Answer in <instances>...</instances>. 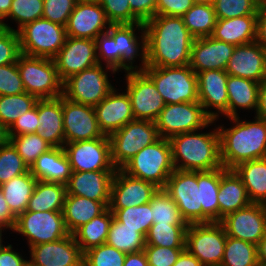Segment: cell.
Listing matches in <instances>:
<instances>
[{"instance_id":"6da1fadb","label":"cell","mask_w":266,"mask_h":266,"mask_svg":"<svg viewBox=\"0 0 266 266\" xmlns=\"http://www.w3.org/2000/svg\"><path fill=\"white\" fill-rule=\"evenodd\" d=\"M147 66L183 67L190 64L194 37L182 17L156 15L144 23Z\"/></svg>"},{"instance_id":"7a4b0ae2","label":"cell","mask_w":266,"mask_h":266,"mask_svg":"<svg viewBox=\"0 0 266 266\" xmlns=\"http://www.w3.org/2000/svg\"><path fill=\"white\" fill-rule=\"evenodd\" d=\"M242 116L224 118L227 123L230 121L227 126L221 118L215 120L218 121L220 160L225 169L266 157V121L255 115L251 120L250 116L248 119L247 115Z\"/></svg>"},{"instance_id":"3957f363","label":"cell","mask_w":266,"mask_h":266,"mask_svg":"<svg viewBox=\"0 0 266 266\" xmlns=\"http://www.w3.org/2000/svg\"><path fill=\"white\" fill-rule=\"evenodd\" d=\"M216 123L212 120L205 128L169 138L174 169L200 172L222 167Z\"/></svg>"},{"instance_id":"277c9868","label":"cell","mask_w":266,"mask_h":266,"mask_svg":"<svg viewBox=\"0 0 266 266\" xmlns=\"http://www.w3.org/2000/svg\"><path fill=\"white\" fill-rule=\"evenodd\" d=\"M121 170L131 177L149 181L163 189L175 170L169 139L160 137L144 147Z\"/></svg>"},{"instance_id":"5b68a950","label":"cell","mask_w":266,"mask_h":266,"mask_svg":"<svg viewBox=\"0 0 266 266\" xmlns=\"http://www.w3.org/2000/svg\"><path fill=\"white\" fill-rule=\"evenodd\" d=\"M110 73L116 77L113 69L101 64L84 69L63 82L62 96L69 101L95 107L115 87L112 81L118 79L110 80Z\"/></svg>"},{"instance_id":"8992f818","label":"cell","mask_w":266,"mask_h":266,"mask_svg":"<svg viewBox=\"0 0 266 266\" xmlns=\"http://www.w3.org/2000/svg\"><path fill=\"white\" fill-rule=\"evenodd\" d=\"M17 67L28 94L38 99H54L63 95V82L53 59L21 54Z\"/></svg>"},{"instance_id":"52a82bcc","label":"cell","mask_w":266,"mask_h":266,"mask_svg":"<svg viewBox=\"0 0 266 266\" xmlns=\"http://www.w3.org/2000/svg\"><path fill=\"white\" fill-rule=\"evenodd\" d=\"M143 71L152 79L165 104L198 102V77L190 65L146 66Z\"/></svg>"},{"instance_id":"ba28073f","label":"cell","mask_w":266,"mask_h":266,"mask_svg":"<svg viewBox=\"0 0 266 266\" xmlns=\"http://www.w3.org/2000/svg\"><path fill=\"white\" fill-rule=\"evenodd\" d=\"M160 138L156 123L134 119L109 136L111 160L116 169H121L144 147Z\"/></svg>"},{"instance_id":"9c48e42d","label":"cell","mask_w":266,"mask_h":266,"mask_svg":"<svg viewBox=\"0 0 266 266\" xmlns=\"http://www.w3.org/2000/svg\"><path fill=\"white\" fill-rule=\"evenodd\" d=\"M21 54L53 59L66 40L65 26L39 18L19 31Z\"/></svg>"},{"instance_id":"30bf717a","label":"cell","mask_w":266,"mask_h":266,"mask_svg":"<svg viewBox=\"0 0 266 266\" xmlns=\"http://www.w3.org/2000/svg\"><path fill=\"white\" fill-rule=\"evenodd\" d=\"M16 233L24 237L27 248L47 242H55L68 236L63 212L52 211H25L16 217L14 230L9 233Z\"/></svg>"},{"instance_id":"8fae6325","label":"cell","mask_w":266,"mask_h":266,"mask_svg":"<svg viewBox=\"0 0 266 266\" xmlns=\"http://www.w3.org/2000/svg\"><path fill=\"white\" fill-rule=\"evenodd\" d=\"M226 238L225 229L220 222L188 224L185 249L203 266H220Z\"/></svg>"},{"instance_id":"7c38bea8","label":"cell","mask_w":266,"mask_h":266,"mask_svg":"<svg viewBox=\"0 0 266 266\" xmlns=\"http://www.w3.org/2000/svg\"><path fill=\"white\" fill-rule=\"evenodd\" d=\"M107 32L119 51V72L143 71L147 66L144 23L111 24Z\"/></svg>"},{"instance_id":"4fadbf2b","label":"cell","mask_w":266,"mask_h":266,"mask_svg":"<svg viewBox=\"0 0 266 266\" xmlns=\"http://www.w3.org/2000/svg\"><path fill=\"white\" fill-rule=\"evenodd\" d=\"M213 119L199 102L165 104L155 121L159 136L170 137L205 128Z\"/></svg>"},{"instance_id":"5bb4252c","label":"cell","mask_w":266,"mask_h":266,"mask_svg":"<svg viewBox=\"0 0 266 266\" xmlns=\"http://www.w3.org/2000/svg\"><path fill=\"white\" fill-rule=\"evenodd\" d=\"M123 76L126 85L123 90L129 96L134 118L155 122L165 107V101L152 79L144 71H130Z\"/></svg>"},{"instance_id":"9a60e30c","label":"cell","mask_w":266,"mask_h":266,"mask_svg":"<svg viewBox=\"0 0 266 266\" xmlns=\"http://www.w3.org/2000/svg\"><path fill=\"white\" fill-rule=\"evenodd\" d=\"M72 172L116 171L109 136L64 144Z\"/></svg>"},{"instance_id":"2e32d148","label":"cell","mask_w":266,"mask_h":266,"mask_svg":"<svg viewBox=\"0 0 266 266\" xmlns=\"http://www.w3.org/2000/svg\"><path fill=\"white\" fill-rule=\"evenodd\" d=\"M163 190L176 203L181 217L187 224L202 223V205L200 204L197 171L175 169L169 176Z\"/></svg>"},{"instance_id":"e0dca14e","label":"cell","mask_w":266,"mask_h":266,"mask_svg":"<svg viewBox=\"0 0 266 266\" xmlns=\"http://www.w3.org/2000/svg\"><path fill=\"white\" fill-rule=\"evenodd\" d=\"M226 235L258 245L266 233V209L264 204L251 203L226 215L220 221Z\"/></svg>"},{"instance_id":"ac0fdd59","label":"cell","mask_w":266,"mask_h":266,"mask_svg":"<svg viewBox=\"0 0 266 266\" xmlns=\"http://www.w3.org/2000/svg\"><path fill=\"white\" fill-rule=\"evenodd\" d=\"M111 23L97 0H78L65 26L73 38L96 39L107 32Z\"/></svg>"},{"instance_id":"d6986e66","label":"cell","mask_w":266,"mask_h":266,"mask_svg":"<svg viewBox=\"0 0 266 266\" xmlns=\"http://www.w3.org/2000/svg\"><path fill=\"white\" fill-rule=\"evenodd\" d=\"M62 82L68 77L98 64L94 39L66 37L63 47L53 58Z\"/></svg>"},{"instance_id":"ffe728a7","label":"cell","mask_w":266,"mask_h":266,"mask_svg":"<svg viewBox=\"0 0 266 266\" xmlns=\"http://www.w3.org/2000/svg\"><path fill=\"white\" fill-rule=\"evenodd\" d=\"M62 111L65 143L105 136L99 127L93 106L78 104L62 96Z\"/></svg>"},{"instance_id":"44dd1931","label":"cell","mask_w":266,"mask_h":266,"mask_svg":"<svg viewBox=\"0 0 266 266\" xmlns=\"http://www.w3.org/2000/svg\"><path fill=\"white\" fill-rule=\"evenodd\" d=\"M28 249L29 266H83L84 253L73 234Z\"/></svg>"},{"instance_id":"7402d4cb","label":"cell","mask_w":266,"mask_h":266,"mask_svg":"<svg viewBox=\"0 0 266 266\" xmlns=\"http://www.w3.org/2000/svg\"><path fill=\"white\" fill-rule=\"evenodd\" d=\"M198 102L213 119L228 118V74L225 70H205L197 74ZM213 109V110H212ZM215 109V110H214Z\"/></svg>"},{"instance_id":"603a6c76","label":"cell","mask_w":266,"mask_h":266,"mask_svg":"<svg viewBox=\"0 0 266 266\" xmlns=\"http://www.w3.org/2000/svg\"><path fill=\"white\" fill-rule=\"evenodd\" d=\"M160 188L155 184L129 176L116 169L111 186L109 209L138 207L149 203Z\"/></svg>"},{"instance_id":"cb8c5ba5","label":"cell","mask_w":266,"mask_h":266,"mask_svg":"<svg viewBox=\"0 0 266 266\" xmlns=\"http://www.w3.org/2000/svg\"><path fill=\"white\" fill-rule=\"evenodd\" d=\"M114 87L95 108L99 127L104 135L110 136L128 122L134 120L132 105L127 92ZM122 92H119L121 91Z\"/></svg>"},{"instance_id":"d4e9b609","label":"cell","mask_w":266,"mask_h":266,"mask_svg":"<svg viewBox=\"0 0 266 266\" xmlns=\"http://www.w3.org/2000/svg\"><path fill=\"white\" fill-rule=\"evenodd\" d=\"M225 71L261 83L266 79V48L256 41L235 46Z\"/></svg>"},{"instance_id":"484cf974","label":"cell","mask_w":266,"mask_h":266,"mask_svg":"<svg viewBox=\"0 0 266 266\" xmlns=\"http://www.w3.org/2000/svg\"><path fill=\"white\" fill-rule=\"evenodd\" d=\"M235 46L211 36L196 38L191 49L190 67L198 74L211 69L226 70Z\"/></svg>"},{"instance_id":"4316f807","label":"cell","mask_w":266,"mask_h":266,"mask_svg":"<svg viewBox=\"0 0 266 266\" xmlns=\"http://www.w3.org/2000/svg\"><path fill=\"white\" fill-rule=\"evenodd\" d=\"M115 171L72 172L66 184L68 195L110 202Z\"/></svg>"},{"instance_id":"83f0119b","label":"cell","mask_w":266,"mask_h":266,"mask_svg":"<svg viewBox=\"0 0 266 266\" xmlns=\"http://www.w3.org/2000/svg\"><path fill=\"white\" fill-rule=\"evenodd\" d=\"M38 123L36 133L52 147H64L62 96L38 100Z\"/></svg>"},{"instance_id":"f1b7e54d","label":"cell","mask_w":266,"mask_h":266,"mask_svg":"<svg viewBox=\"0 0 266 266\" xmlns=\"http://www.w3.org/2000/svg\"><path fill=\"white\" fill-rule=\"evenodd\" d=\"M218 203L219 222L226 215L252 203L241 178L233 169H225L224 167H221Z\"/></svg>"},{"instance_id":"f546056e","label":"cell","mask_w":266,"mask_h":266,"mask_svg":"<svg viewBox=\"0 0 266 266\" xmlns=\"http://www.w3.org/2000/svg\"><path fill=\"white\" fill-rule=\"evenodd\" d=\"M30 172L37 180L67 184L72 170L64 148L53 147L36 159Z\"/></svg>"},{"instance_id":"4dcf8cb0","label":"cell","mask_w":266,"mask_h":266,"mask_svg":"<svg viewBox=\"0 0 266 266\" xmlns=\"http://www.w3.org/2000/svg\"><path fill=\"white\" fill-rule=\"evenodd\" d=\"M259 85L249 79L228 75V118L240 116L241 111H245V114L254 111L256 114Z\"/></svg>"},{"instance_id":"1f68e13d","label":"cell","mask_w":266,"mask_h":266,"mask_svg":"<svg viewBox=\"0 0 266 266\" xmlns=\"http://www.w3.org/2000/svg\"><path fill=\"white\" fill-rule=\"evenodd\" d=\"M257 16L246 15L231 19H217L211 37L234 46L255 42Z\"/></svg>"},{"instance_id":"d6a6232c","label":"cell","mask_w":266,"mask_h":266,"mask_svg":"<svg viewBox=\"0 0 266 266\" xmlns=\"http://www.w3.org/2000/svg\"><path fill=\"white\" fill-rule=\"evenodd\" d=\"M110 202H98L78 195H66L63 217L66 228L73 234L82 225L100 215Z\"/></svg>"},{"instance_id":"836d02e7","label":"cell","mask_w":266,"mask_h":266,"mask_svg":"<svg viewBox=\"0 0 266 266\" xmlns=\"http://www.w3.org/2000/svg\"><path fill=\"white\" fill-rule=\"evenodd\" d=\"M246 187L252 203L266 202V157L245 161L233 168Z\"/></svg>"},{"instance_id":"e575fe53","label":"cell","mask_w":266,"mask_h":266,"mask_svg":"<svg viewBox=\"0 0 266 266\" xmlns=\"http://www.w3.org/2000/svg\"><path fill=\"white\" fill-rule=\"evenodd\" d=\"M66 195V184L38 180L26 211L62 212Z\"/></svg>"},{"instance_id":"d590c367","label":"cell","mask_w":266,"mask_h":266,"mask_svg":"<svg viewBox=\"0 0 266 266\" xmlns=\"http://www.w3.org/2000/svg\"><path fill=\"white\" fill-rule=\"evenodd\" d=\"M220 179L221 168L212 171H197L200 204L202 205V223L219 222L218 192Z\"/></svg>"},{"instance_id":"8d00e7d4","label":"cell","mask_w":266,"mask_h":266,"mask_svg":"<svg viewBox=\"0 0 266 266\" xmlns=\"http://www.w3.org/2000/svg\"><path fill=\"white\" fill-rule=\"evenodd\" d=\"M37 181L29 170L0 185L8 207L16 217L26 211Z\"/></svg>"},{"instance_id":"74e56055","label":"cell","mask_w":266,"mask_h":266,"mask_svg":"<svg viewBox=\"0 0 266 266\" xmlns=\"http://www.w3.org/2000/svg\"><path fill=\"white\" fill-rule=\"evenodd\" d=\"M113 217V213L107 207L100 215L94 217L73 233L75 241L83 253L106 243Z\"/></svg>"},{"instance_id":"f35d334b","label":"cell","mask_w":266,"mask_h":266,"mask_svg":"<svg viewBox=\"0 0 266 266\" xmlns=\"http://www.w3.org/2000/svg\"><path fill=\"white\" fill-rule=\"evenodd\" d=\"M182 19L195 39L211 36L217 21L213 4H194Z\"/></svg>"},{"instance_id":"ab89813d","label":"cell","mask_w":266,"mask_h":266,"mask_svg":"<svg viewBox=\"0 0 266 266\" xmlns=\"http://www.w3.org/2000/svg\"><path fill=\"white\" fill-rule=\"evenodd\" d=\"M106 243L128 254L144 250L146 238L137 229L126 227L113 217Z\"/></svg>"},{"instance_id":"60d3db41","label":"cell","mask_w":266,"mask_h":266,"mask_svg":"<svg viewBox=\"0 0 266 266\" xmlns=\"http://www.w3.org/2000/svg\"><path fill=\"white\" fill-rule=\"evenodd\" d=\"M43 9V0H12L9 14L1 21L2 27L18 32L26 24L42 18Z\"/></svg>"},{"instance_id":"b9f144b4","label":"cell","mask_w":266,"mask_h":266,"mask_svg":"<svg viewBox=\"0 0 266 266\" xmlns=\"http://www.w3.org/2000/svg\"><path fill=\"white\" fill-rule=\"evenodd\" d=\"M188 225L152 224L146 236V245L185 248Z\"/></svg>"},{"instance_id":"7bdbcfd3","label":"cell","mask_w":266,"mask_h":266,"mask_svg":"<svg viewBox=\"0 0 266 266\" xmlns=\"http://www.w3.org/2000/svg\"><path fill=\"white\" fill-rule=\"evenodd\" d=\"M257 264L256 245L227 236L220 266H256Z\"/></svg>"},{"instance_id":"ee69618b","label":"cell","mask_w":266,"mask_h":266,"mask_svg":"<svg viewBox=\"0 0 266 266\" xmlns=\"http://www.w3.org/2000/svg\"><path fill=\"white\" fill-rule=\"evenodd\" d=\"M39 99L27 92L0 96V122L8 129L19 116L32 109Z\"/></svg>"},{"instance_id":"f6af8a7d","label":"cell","mask_w":266,"mask_h":266,"mask_svg":"<svg viewBox=\"0 0 266 266\" xmlns=\"http://www.w3.org/2000/svg\"><path fill=\"white\" fill-rule=\"evenodd\" d=\"M150 203L153 224L188 225L181 217L176 203L163 189L158 190L152 197Z\"/></svg>"},{"instance_id":"bcb514c9","label":"cell","mask_w":266,"mask_h":266,"mask_svg":"<svg viewBox=\"0 0 266 266\" xmlns=\"http://www.w3.org/2000/svg\"><path fill=\"white\" fill-rule=\"evenodd\" d=\"M114 217L126 227L137 229L145 238L153 224L151 203L142 204L138 207L124 209H110Z\"/></svg>"},{"instance_id":"7dc6e473","label":"cell","mask_w":266,"mask_h":266,"mask_svg":"<svg viewBox=\"0 0 266 266\" xmlns=\"http://www.w3.org/2000/svg\"><path fill=\"white\" fill-rule=\"evenodd\" d=\"M9 141L29 169L41 154L53 148L37 133L13 136L9 138Z\"/></svg>"},{"instance_id":"c3c4849f","label":"cell","mask_w":266,"mask_h":266,"mask_svg":"<svg viewBox=\"0 0 266 266\" xmlns=\"http://www.w3.org/2000/svg\"><path fill=\"white\" fill-rule=\"evenodd\" d=\"M29 170L9 140L0 146V185Z\"/></svg>"},{"instance_id":"681fc988","label":"cell","mask_w":266,"mask_h":266,"mask_svg":"<svg viewBox=\"0 0 266 266\" xmlns=\"http://www.w3.org/2000/svg\"><path fill=\"white\" fill-rule=\"evenodd\" d=\"M263 0H214L217 19H231L239 16L258 15Z\"/></svg>"},{"instance_id":"f907efd6","label":"cell","mask_w":266,"mask_h":266,"mask_svg":"<svg viewBox=\"0 0 266 266\" xmlns=\"http://www.w3.org/2000/svg\"><path fill=\"white\" fill-rule=\"evenodd\" d=\"M126 253L107 243L84 252L83 266H123Z\"/></svg>"},{"instance_id":"816d5d0a","label":"cell","mask_w":266,"mask_h":266,"mask_svg":"<svg viewBox=\"0 0 266 266\" xmlns=\"http://www.w3.org/2000/svg\"><path fill=\"white\" fill-rule=\"evenodd\" d=\"M98 64L107 66L119 75V51L114 38L108 33L100 34L96 39Z\"/></svg>"},{"instance_id":"f5cc1de1","label":"cell","mask_w":266,"mask_h":266,"mask_svg":"<svg viewBox=\"0 0 266 266\" xmlns=\"http://www.w3.org/2000/svg\"><path fill=\"white\" fill-rule=\"evenodd\" d=\"M20 55L18 32L2 27L0 29V66L16 63Z\"/></svg>"},{"instance_id":"db71d44e","label":"cell","mask_w":266,"mask_h":266,"mask_svg":"<svg viewBox=\"0 0 266 266\" xmlns=\"http://www.w3.org/2000/svg\"><path fill=\"white\" fill-rule=\"evenodd\" d=\"M78 0H43L44 9L42 18L66 26Z\"/></svg>"},{"instance_id":"11a10c76","label":"cell","mask_w":266,"mask_h":266,"mask_svg":"<svg viewBox=\"0 0 266 266\" xmlns=\"http://www.w3.org/2000/svg\"><path fill=\"white\" fill-rule=\"evenodd\" d=\"M24 92L17 62L0 66V96L18 95Z\"/></svg>"},{"instance_id":"9f6ffc18","label":"cell","mask_w":266,"mask_h":266,"mask_svg":"<svg viewBox=\"0 0 266 266\" xmlns=\"http://www.w3.org/2000/svg\"><path fill=\"white\" fill-rule=\"evenodd\" d=\"M111 24H132V11L128 0H97Z\"/></svg>"},{"instance_id":"6f0895ef","label":"cell","mask_w":266,"mask_h":266,"mask_svg":"<svg viewBox=\"0 0 266 266\" xmlns=\"http://www.w3.org/2000/svg\"><path fill=\"white\" fill-rule=\"evenodd\" d=\"M185 248H169L156 245H146L144 252L148 266H173Z\"/></svg>"},{"instance_id":"680465c9","label":"cell","mask_w":266,"mask_h":266,"mask_svg":"<svg viewBox=\"0 0 266 266\" xmlns=\"http://www.w3.org/2000/svg\"><path fill=\"white\" fill-rule=\"evenodd\" d=\"M38 126L37 101L36 105L32 109L19 116V118L7 129L8 139L13 136L36 133Z\"/></svg>"},{"instance_id":"91938a15","label":"cell","mask_w":266,"mask_h":266,"mask_svg":"<svg viewBox=\"0 0 266 266\" xmlns=\"http://www.w3.org/2000/svg\"><path fill=\"white\" fill-rule=\"evenodd\" d=\"M132 11V24L146 23L156 16L157 0H128Z\"/></svg>"},{"instance_id":"94428289","label":"cell","mask_w":266,"mask_h":266,"mask_svg":"<svg viewBox=\"0 0 266 266\" xmlns=\"http://www.w3.org/2000/svg\"><path fill=\"white\" fill-rule=\"evenodd\" d=\"M193 5L192 0H157L156 15L182 17Z\"/></svg>"},{"instance_id":"6125c7cd","label":"cell","mask_w":266,"mask_h":266,"mask_svg":"<svg viewBox=\"0 0 266 266\" xmlns=\"http://www.w3.org/2000/svg\"><path fill=\"white\" fill-rule=\"evenodd\" d=\"M14 245L7 243L0 250V266H29L28 257L26 254L23 256L18 248L15 249Z\"/></svg>"},{"instance_id":"be15d7a7","label":"cell","mask_w":266,"mask_h":266,"mask_svg":"<svg viewBox=\"0 0 266 266\" xmlns=\"http://www.w3.org/2000/svg\"><path fill=\"white\" fill-rule=\"evenodd\" d=\"M16 225V216L11 212L0 189V227L12 232ZM10 230V231H9Z\"/></svg>"},{"instance_id":"e7e4bbea","label":"cell","mask_w":266,"mask_h":266,"mask_svg":"<svg viewBox=\"0 0 266 266\" xmlns=\"http://www.w3.org/2000/svg\"><path fill=\"white\" fill-rule=\"evenodd\" d=\"M256 42L266 48V5L263 2L258 10Z\"/></svg>"},{"instance_id":"03108f58","label":"cell","mask_w":266,"mask_h":266,"mask_svg":"<svg viewBox=\"0 0 266 266\" xmlns=\"http://www.w3.org/2000/svg\"><path fill=\"white\" fill-rule=\"evenodd\" d=\"M256 117L266 121V79L259 85Z\"/></svg>"},{"instance_id":"003e7915","label":"cell","mask_w":266,"mask_h":266,"mask_svg":"<svg viewBox=\"0 0 266 266\" xmlns=\"http://www.w3.org/2000/svg\"><path fill=\"white\" fill-rule=\"evenodd\" d=\"M123 266H148L144 250L126 254Z\"/></svg>"},{"instance_id":"a7ac6f4b","label":"cell","mask_w":266,"mask_h":266,"mask_svg":"<svg viewBox=\"0 0 266 266\" xmlns=\"http://www.w3.org/2000/svg\"><path fill=\"white\" fill-rule=\"evenodd\" d=\"M173 266H203L202 263L186 249L180 254Z\"/></svg>"},{"instance_id":"89a4df30","label":"cell","mask_w":266,"mask_h":266,"mask_svg":"<svg viewBox=\"0 0 266 266\" xmlns=\"http://www.w3.org/2000/svg\"><path fill=\"white\" fill-rule=\"evenodd\" d=\"M257 258L259 263L266 264V233L257 245Z\"/></svg>"},{"instance_id":"2644e50d","label":"cell","mask_w":266,"mask_h":266,"mask_svg":"<svg viewBox=\"0 0 266 266\" xmlns=\"http://www.w3.org/2000/svg\"><path fill=\"white\" fill-rule=\"evenodd\" d=\"M12 0H0V21H2L10 12Z\"/></svg>"},{"instance_id":"8c879c8a","label":"cell","mask_w":266,"mask_h":266,"mask_svg":"<svg viewBox=\"0 0 266 266\" xmlns=\"http://www.w3.org/2000/svg\"><path fill=\"white\" fill-rule=\"evenodd\" d=\"M7 129L0 122V146L8 141Z\"/></svg>"},{"instance_id":"753ad0ef","label":"cell","mask_w":266,"mask_h":266,"mask_svg":"<svg viewBox=\"0 0 266 266\" xmlns=\"http://www.w3.org/2000/svg\"><path fill=\"white\" fill-rule=\"evenodd\" d=\"M7 229L1 228L0 227V250L6 245V243L8 242H4L3 240L5 239V237L3 235H5L7 233L6 231ZM5 232V234H4ZM3 233V234H2ZM4 237V238H3Z\"/></svg>"},{"instance_id":"34e18365","label":"cell","mask_w":266,"mask_h":266,"mask_svg":"<svg viewBox=\"0 0 266 266\" xmlns=\"http://www.w3.org/2000/svg\"><path fill=\"white\" fill-rule=\"evenodd\" d=\"M194 4H213L214 0H192Z\"/></svg>"},{"instance_id":"11e5206c","label":"cell","mask_w":266,"mask_h":266,"mask_svg":"<svg viewBox=\"0 0 266 266\" xmlns=\"http://www.w3.org/2000/svg\"><path fill=\"white\" fill-rule=\"evenodd\" d=\"M256 266H266V264L259 263Z\"/></svg>"}]
</instances>
